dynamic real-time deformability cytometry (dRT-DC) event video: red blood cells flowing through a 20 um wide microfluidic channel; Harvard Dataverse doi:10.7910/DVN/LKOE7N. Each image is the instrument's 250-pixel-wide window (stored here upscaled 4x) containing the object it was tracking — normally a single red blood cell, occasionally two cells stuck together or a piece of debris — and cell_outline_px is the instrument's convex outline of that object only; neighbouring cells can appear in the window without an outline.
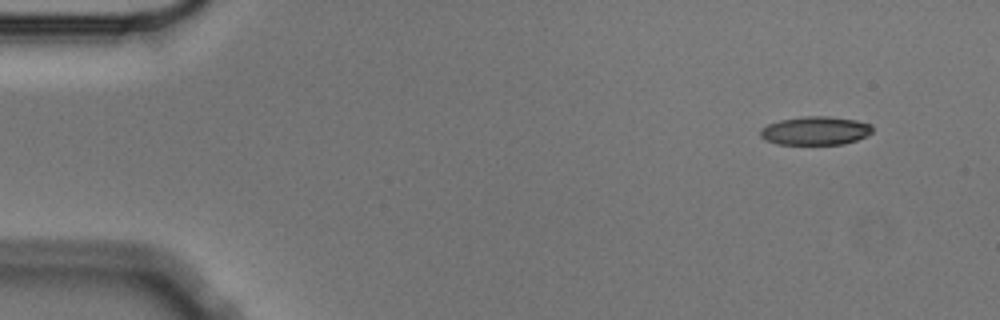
{"species": "Egyptian fruit bat (a non-hibernating species)", "species_latin": "Rousettus aegyptiacus", "temperature_condition": "cold", "stored_images_in_passage": 5, "segment_of_instrument_passage": [1, 2], "camera_frame_rate_fps": 3000, "um_per_image_px": 0.085, "animal": {"sex": "male"}, "frame": {"image": 1, "passage_image": 1, "time_ms": 0.0, "image_size_px": [1000, 320], "cell_outline_px": [[872, 132], [868, 136], [844, 144], [776, 144], [764, 140], [760, 136], [760, 128], [768, 124], [780, 120], [804, 116], [828, 116], [856, 120], [872, 124]], "centroid_in_image_um": [69.3, 11.11], "position_along_channel_um": 15.7, "area_um2": 18.79}}
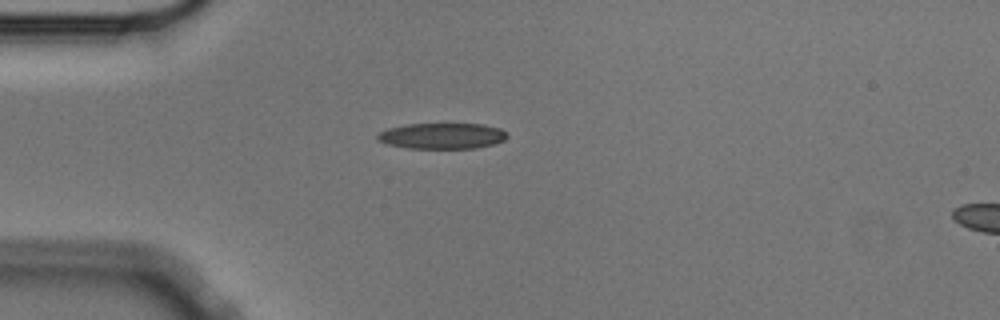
{"frame": {"image": 2, "passage_image": 4, "time_ms": 1.0, "image_size_px": [1000, 320], "cell_outline_px": [[508, 136], [504, 140], [496, 144], [476, 148], [408, 148], [388, 144], [376, 140], [376, 136], [380, 132], [388, 128], [408, 124], [484, 124], [500, 128], [508, 132]], "centroid_in_image_um": [37.62, 11.55], "position_along_channel_um": 47.4, "area_um2": 19.65}}